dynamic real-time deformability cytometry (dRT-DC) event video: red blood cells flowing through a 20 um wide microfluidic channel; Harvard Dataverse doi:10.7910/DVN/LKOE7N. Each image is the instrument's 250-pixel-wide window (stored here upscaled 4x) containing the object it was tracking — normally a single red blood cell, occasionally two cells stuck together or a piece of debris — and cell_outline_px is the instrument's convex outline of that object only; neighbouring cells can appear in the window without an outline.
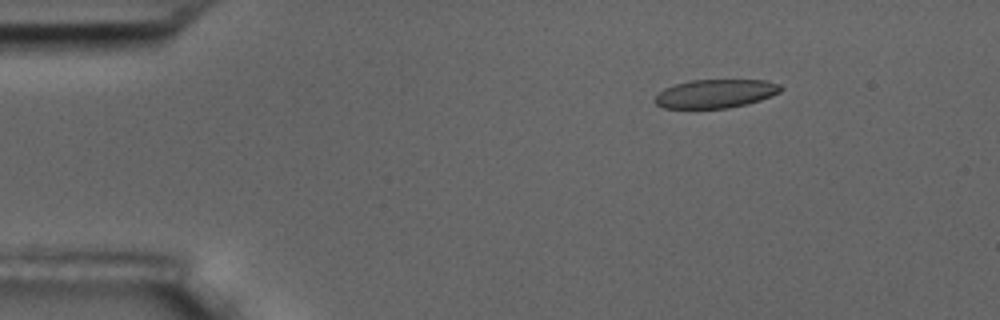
{"species": "common noctule bat (a hibernating species)", "species_latin": "Nyctalus noctula", "temperature_condition": "room temperature", "stored_images_in_passage": 6, "camera_frame_rate_fps": 3000, "um_per_image_px": 0.085, "animal": {"sex": "male", "body_mass_g": 17.5, "forearm_length_mm": 52.3}, "frame": {"image": 1, "passage_image": 3, "time_ms": 2.333, "image_size_px": [1000, 320], "cell_outline_px": [[784, 88], [780, 92], [772, 96], [748, 104], [728, 108], [664, 108], [656, 104], [652, 100], [664, 88], [676, 84], [692, 80], [764, 80], [780, 84]], "centroid_in_image_um": [60.84, 7.96], "position_along_channel_um": 24.2, "area_um2": 21.04}}
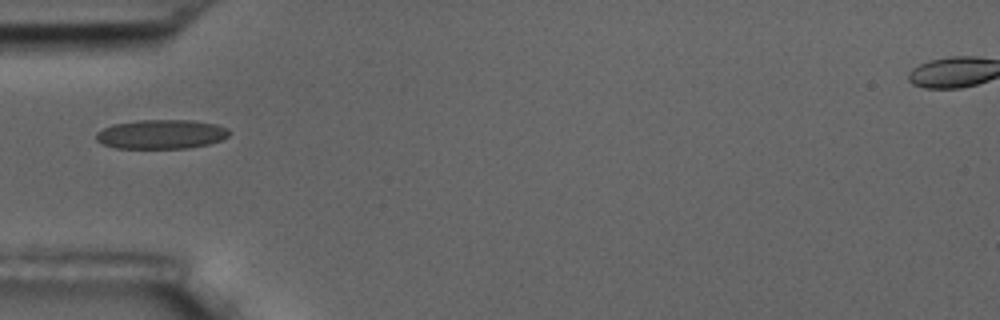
{"frame": {"image": 2, "passage_image": 6, "time_ms": 5.667, "image_size_px": [1000, 320], "cell_outline_px": [[232, 132], [228, 136], [220, 140], [208, 144], [188, 148], [116, 148], [104, 144], [96, 140], [96, 132], [112, 124], [140, 120], [192, 120], [216, 124], [228, 128]], "centroid_in_image_um": [13.72, 11.4], "position_along_channel_um": 71.3, "area_um2": 22.72}}